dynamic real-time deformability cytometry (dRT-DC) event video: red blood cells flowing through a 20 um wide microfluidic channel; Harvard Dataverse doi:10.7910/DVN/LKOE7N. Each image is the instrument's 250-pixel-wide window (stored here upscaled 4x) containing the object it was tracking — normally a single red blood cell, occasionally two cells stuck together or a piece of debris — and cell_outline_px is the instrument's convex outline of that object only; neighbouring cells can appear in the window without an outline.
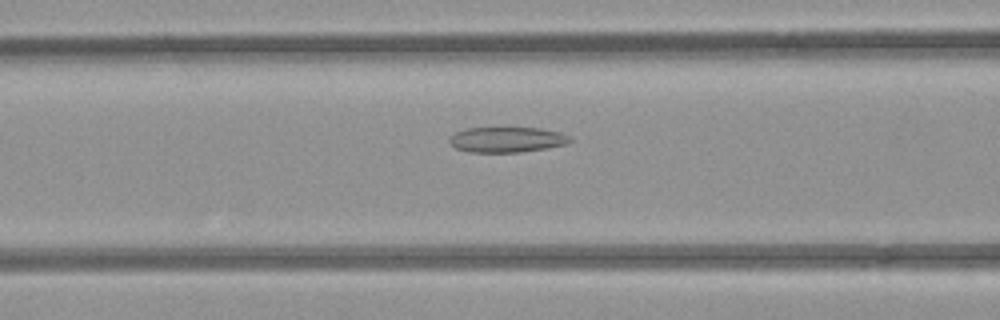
{"species": "common noctule bat (a hibernating species)", "species_latin": "Nyctalus noctula", "temperature_condition": "room temperature", "stored_images_in_passage": 45, "camera_frame_rate_fps": 3000, "um_per_image_px": 0.085, "animal": {"sex": "female", "body_mass_g": 21.9}, "frame": {"image": 1, "passage_image": 13, "time_ms": 4.0, "image_size_px": [1000, 320], "cell_outline_px": [[572, 140], [564, 144], [544, 148], [520, 152], [468, 152], [456, 148], [448, 140], [448, 136], [456, 132], [468, 128], [540, 128], [560, 132], [568, 136]], "centroid_in_image_um": [43.03, 11.86], "position_along_channel_um": 123.6, "area_um2": 17.63}}
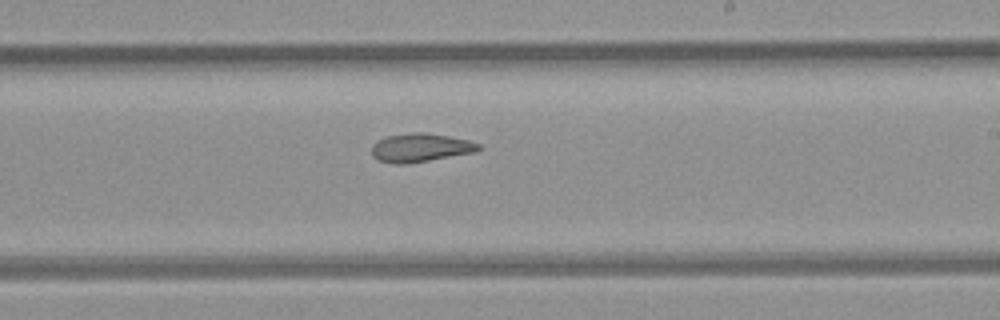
{"frame": {"image": 2, "passage_image": 23, "time_ms": 7.333, "image_size_px": [1000, 320], "cell_outline_px": [[480, 148], [476, 152], [408, 164], [392, 164], [376, 160], [372, 156], [372, 144], [376, 140], [388, 136], [412, 132], [424, 132], [448, 136], [468, 140], [480, 144]], "centroid_in_image_um": [35.69, 12.56], "position_along_channel_um": 253.3, "area_um2": 17.98}}
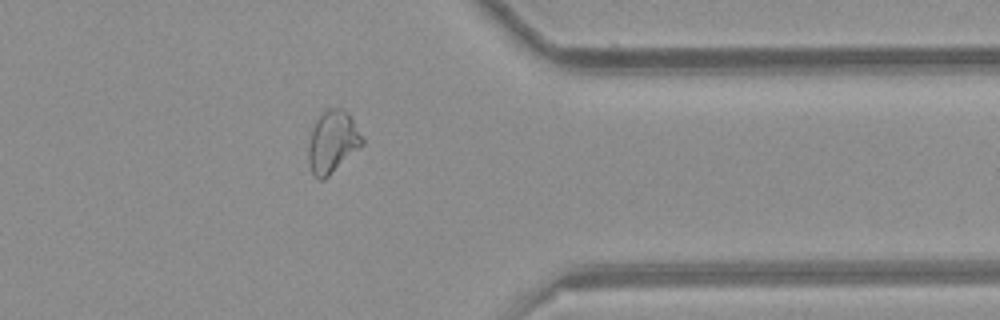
{"frame": {"image": 3, "passage_image": 34, "time_ms": 11.0, "image_size_px": [1000, 320], "cell_outline_px": [[364, 144], [324, 180], [320, 180], [312, 172], [308, 160], [308, 148], [312, 132], [316, 120], [328, 108], [340, 108], [348, 112], [364, 140]], "centroid_in_image_um": [28.28, 12.07], "position_along_channel_um": 383.1, "area_um2": 19.13}}